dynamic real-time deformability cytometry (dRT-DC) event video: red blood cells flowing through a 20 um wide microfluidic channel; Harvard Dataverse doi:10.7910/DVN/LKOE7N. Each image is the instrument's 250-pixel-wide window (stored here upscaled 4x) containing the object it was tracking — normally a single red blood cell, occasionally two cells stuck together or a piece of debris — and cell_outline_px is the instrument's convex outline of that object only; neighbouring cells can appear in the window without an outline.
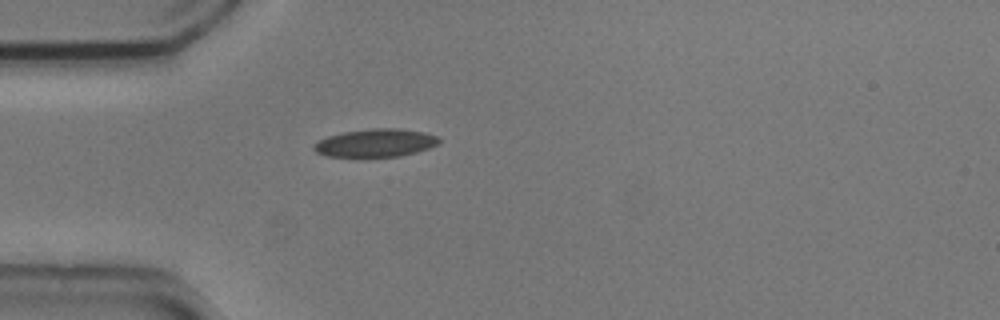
{"species": "common noctule bat (a hibernating species)", "species_latin": "Nyctalus noctula", "temperature_condition": "cold", "stored_images_in_passage": 1, "camera_frame_rate_fps": 3000, "um_per_image_px": 0.085, "animal": {"sex": "male", "body_mass_g": 20.5, "forearm_length_mm": 52.5}, "frame": {"image": 1, "passage_image": 1, "time_ms": 0.0, "image_size_px": [1000, 320], "cell_outline_px": [[440, 140], [436, 144], [428, 148], [416, 152], [400, 156], [324, 156], [316, 152], [312, 148], [312, 144], [328, 136], [344, 132], [372, 128], [396, 128], [424, 132], [436, 136]], "centroid_in_image_um": [31.88, 12.14], "position_along_channel_um": 53.1, "area_um2": 20.17}}